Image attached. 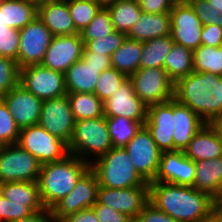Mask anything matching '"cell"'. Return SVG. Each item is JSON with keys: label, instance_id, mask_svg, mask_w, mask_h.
<instances>
[{"label": "cell", "instance_id": "obj_1", "mask_svg": "<svg viewBox=\"0 0 222 222\" xmlns=\"http://www.w3.org/2000/svg\"><path fill=\"white\" fill-rule=\"evenodd\" d=\"M214 198L194 187L149 183V202L178 222H197L211 212Z\"/></svg>", "mask_w": 222, "mask_h": 222}, {"label": "cell", "instance_id": "obj_2", "mask_svg": "<svg viewBox=\"0 0 222 222\" xmlns=\"http://www.w3.org/2000/svg\"><path fill=\"white\" fill-rule=\"evenodd\" d=\"M174 98L210 124L222 114V76L193 71L175 83Z\"/></svg>", "mask_w": 222, "mask_h": 222}, {"label": "cell", "instance_id": "obj_3", "mask_svg": "<svg viewBox=\"0 0 222 222\" xmlns=\"http://www.w3.org/2000/svg\"><path fill=\"white\" fill-rule=\"evenodd\" d=\"M89 168L90 163L71 154L63 160L42 164L37 183L45 209H51L70 193Z\"/></svg>", "mask_w": 222, "mask_h": 222}, {"label": "cell", "instance_id": "obj_4", "mask_svg": "<svg viewBox=\"0 0 222 222\" xmlns=\"http://www.w3.org/2000/svg\"><path fill=\"white\" fill-rule=\"evenodd\" d=\"M100 186L106 188H131L149 186L137 172L130 156L123 147H112L106 154L90 164Z\"/></svg>", "mask_w": 222, "mask_h": 222}, {"label": "cell", "instance_id": "obj_5", "mask_svg": "<svg viewBox=\"0 0 222 222\" xmlns=\"http://www.w3.org/2000/svg\"><path fill=\"white\" fill-rule=\"evenodd\" d=\"M112 147L105 116L75 122L68 144L71 155L91 164Z\"/></svg>", "mask_w": 222, "mask_h": 222}, {"label": "cell", "instance_id": "obj_6", "mask_svg": "<svg viewBox=\"0 0 222 222\" xmlns=\"http://www.w3.org/2000/svg\"><path fill=\"white\" fill-rule=\"evenodd\" d=\"M17 144L41 164L57 162L70 155L68 144L39 124L20 129Z\"/></svg>", "mask_w": 222, "mask_h": 222}, {"label": "cell", "instance_id": "obj_7", "mask_svg": "<svg viewBox=\"0 0 222 222\" xmlns=\"http://www.w3.org/2000/svg\"><path fill=\"white\" fill-rule=\"evenodd\" d=\"M41 163L18 144L0 145V184L37 182Z\"/></svg>", "mask_w": 222, "mask_h": 222}, {"label": "cell", "instance_id": "obj_8", "mask_svg": "<svg viewBox=\"0 0 222 222\" xmlns=\"http://www.w3.org/2000/svg\"><path fill=\"white\" fill-rule=\"evenodd\" d=\"M135 94L146 106L174 98V82L164 68L138 69L129 77Z\"/></svg>", "mask_w": 222, "mask_h": 222}, {"label": "cell", "instance_id": "obj_9", "mask_svg": "<svg viewBox=\"0 0 222 222\" xmlns=\"http://www.w3.org/2000/svg\"><path fill=\"white\" fill-rule=\"evenodd\" d=\"M19 84L43 101L67 94L65 74L41 64L20 68Z\"/></svg>", "mask_w": 222, "mask_h": 222}, {"label": "cell", "instance_id": "obj_10", "mask_svg": "<svg viewBox=\"0 0 222 222\" xmlns=\"http://www.w3.org/2000/svg\"><path fill=\"white\" fill-rule=\"evenodd\" d=\"M99 183L89 168L77 181L73 190L59 200L50 210L56 222L80 210L91 208L97 202Z\"/></svg>", "mask_w": 222, "mask_h": 222}, {"label": "cell", "instance_id": "obj_11", "mask_svg": "<svg viewBox=\"0 0 222 222\" xmlns=\"http://www.w3.org/2000/svg\"><path fill=\"white\" fill-rule=\"evenodd\" d=\"M169 13L173 41L192 51L199 48L203 25L189 2L178 0Z\"/></svg>", "mask_w": 222, "mask_h": 222}, {"label": "cell", "instance_id": "obj_12", "mask_svg": "<svg viewBox=\"0 0 222 222\" xmlns=\"http://www.w3.org/2000/svg\"><path fill=\"white\" fill-rule=\"evenodd\" d=\"M137 172L152 182L158 171L161 151L152 139L150 131L143 125L124 147Z\"/></svg>", "mask_w": 222, "mask_h": 222}, {"label": "cell", "instance_id": "obj_13", "mask_svg": "<svg viewBox=\"0 0 222 222\" xmlns=\"http://www.w3.org/2000/svg\"><path fill=\"white\" fill-rule=\"evenodd\" d=\"M20 43L17 57L19 68L41 64L47 48L53 38L50 30L38 16L19 30Z\"/></svg>", "mask_w": 222, "mask_h": 222}, {"label": "cell", "instance_id": "obj_14", "mask_svg": "<svg viewBox=\"0 0 222 222\" xmlns=\"http://www.w3.org/2000/svg\"><path fill=\"white\" fill-rule=\"evenodd\" d=\"M75 122L67 94L43 101L39 125L52 135L69 144Z\"/></svg>", "mask_w": 222, "mask_h": 222}, {"label": "cell", "instance_id": "obj_15", "mask_svg": "<svg viewBox=\"0 0 222 222\" xmlns=\"http://www.w3.org/2000/svg\"><path fill=\"white\" fill-rule=\"evenodd\" d=\"M97 202L127 215L134 221L149 202V186L121 189L99 186Z\"/></svg>", "mask_w": 222, "mask_h": 222}, {"label": "cell", "instance_id": "obj_16", "mask_svg": "<svg viewBox=\"0 0 222 222\" xmlns=\"http://www.w3.org/2000/svg\"><path fill=\"white\" fill-rule=\"evenodd\" d=\"M84 42L81 34L53 36L41 65L54 71H66L83 56Z\"/></svg>", "mask_w": 222, "mask_h": 222}, {"label": "cell", "instance_id": "obj_17", "mask_svg": "<svg viewBox=\"0 0 222 222\" xmlns=\"http://www.w3.org/2000/svg\"><path fill=\"white\" fill-rule=\"evenodd\" d=\"M103 105L105 117H125L139 123L147 120V106L135 94L129 78Z\"/></svg>", "mask_w": 222, "mask_h": 222}, {"label": "cell", "instance_id": "obj_18", "mask_svg": "<svg viewBox=\"0 0 222 222\" xmlns=\"http://www.w3.org/2000/svg\"><path fill=\"white\" fill-rule=\"evenodd\" d=\"M144 125L161 152L174 151L173 99L147 106V120Z\"/></svg>", "mask_w": 222, "mask_h": 222}, {"label": "cell", "instance_id": "obj_19", "mask_svg": "<svg viewBox=\"0 0 222 222\" xmlns=\"http://www.w3.org/2000/svg\"><path fill=\"white\" fill-rule=\"evenodd\" d=\"M17 126L22 129L39 124L43 100L18 84L1 98Z\"/></svg>", "mask_w": 222, "mask_h": 222}, {"label": "cell", "instance_id": "obj_20", "mask_svg": "<svg viewBox=\"0 0 222 222\" xmlns=\"http://www.w3.org/2000/svg\"><path fill=\"white\" fill-rule=\"evenodd\" d=\"M195 173V162L187 158L183 151L161 152L158 171L152 182L193 187Z\"/></svg>", "mask_w": 222, "mask_h": 222}, {"label": "cell", "instance_id": "obj_21", "mask_svg": "<svg viewBox=\"0 0 222 222\" xmlns=\"http://www.w3.org/2000/svg\"><path fill=\"white\" fill-rule=\"evenodd\" d=\"M37 16L53 36L79 33L73 24L67 0H55L38 5Z\"/></svg>", "mask_w": 222, "mask_h": 222}, {"label": "cell", "instance_id": "obj_22", "mask_svg": "<svg viewBox=\"0 0 222 222\" xmlns=\"http://www.w3.org/2000/svg\"><path fill=\"white\" fill-rule=\"evenodd\" d=\"M183 152L194 162L215 159L222 156V140L216 129L211 124L205 123Z\"/></svg>", "mask_w": 222, "mask_h": 222}, {"label": "cell", "instance_id": "obj_23", "mask_svg": "<svg viewBox=\"0 0 222 222\" xmlns=\"http://www.w3.org/2000/svg\"><path fill=\"white\" fill-rule=\"evenodd\" d=\"M174 151H184L189 142L205 122L188 106L173 98Z\"/></svg>", "mask_w": 222, "mask_h": 222}, {"label": "cell", "instance_id": "obj_24", "mask_svg": "<svg viewBox=\"0 0 222 222\" xmlns=\"http://www.w3.org/2000/svg\"><path fill=\"white\" fill-rule=\"evenodd\" d=\"M171 34L170 13H144L129 31L127 37L145 42Z\"/></svg>", "mask_w": 222, "mask_h": 222}, {"label": "cell", "instance_id": "obj_25", "mask_svg": "<svg viewBox=\"0 0 222 222\" xmlns=\"http://www.w3.org/2000/svg\"><path fill=\"white\" fill-rule=\"evenodd\" d=\"M101 67L87 64L82 58L75 62L65 73L67 93H94Z\"/></svg>", "mask_w": 222, "mask_h": 222}, {"label": "cell", "instance_id": "obj_26", "mask_svg": "<svg viewBox=\"0 0 222 222\" xmlns=\"http://www.w3.org/2000/svg\"><path fill=\"white\" fill-rule=\"evenodd\" d=\"M193 187L219 200L222 187V156L195 162Z\"/></svg>", "mask_w": 222, "mask_h": 222}, {"label": "cell", "instance_id": "obj_27", "mask_svg": "<svg viewBox=\"0 0 222 222\" xmlns=\"http://www.w3.org/2000/svg\"><path fill=\"white\" fill-rule=\"evenodd\" d=\"M0 194L12 203L24 204L34 213L45 209L37 182L14 181L0 184Z\"/></svg>", "mask_w": 222, "mask_h": 222}, {"label": "cell", "instance_id": "obj_28", "mask_svg": "<svg viewBox=\"0 0 222 222\" xmlns=\"http://www.w3.org/2000/svg\"><path fill=\"white\" fill-rule=\"evenodd\" d=\"M37 14L38 6L29 0H3L0 5V21L16 30L33 21Z\"/></svg>", "mask_w": 222, "mask_h": 222}, {"label": "cell", "instance_id": "obj_29", "mask_svg": "<svg viewBox=\"0 0 222 222\" xmlns=\"http://www.w3.org/2000/svg\"><path fill=\"white\" fill-rule=\"evenodd\" d=\"M115 31L128 35L142 12L138 0H109L105 5Z\"/></svg>", "mask_w": 222, "mask_h": 222}, {"label": "cell", "instance_id": "obj_30", "mask_svg": "<svg viewBox=\"0 0 222 222\" xmlns=\"http://www.w3.org/2000/svg\"><path fill=\"white\" fill-rule=\"evenodd\" d=\"M142 50V42L126 37L112 54L111 67L129 78L139 69Z\"/></svg>", "mask_w": 222, "mask_h": 222}, {"label": "cell", "instance_id": "obj_31", "mask_svg": "<svg viewBox=\"0 0 222 222\" xmlns=\"http://www.w3.org/2000/svg\"><path fill=\"white\" fill-rule=\"evenodd\" d=\"M142 44L143 50L139 69L164 68V60L174 45L171 35L145 41Z\"/></svg>", "mask_w": 222, "mask_h": 222}, {"label": "cell", "instance_id": "obj_32", "mask_svg": "<svg viewBox=\"0 0 222 222\" xmlns=\"http://www.w3.org/2000/svg\"><path fill=\"white\" fill-rule=\"evenodd\" d=\"M193 51L175 43L164 60V69L174 84L193 72Z\"/></svg>", "mask_w": 222, "mask_h": 222}, {"label": "cell", "instance_id": "obj_33", "mask_svg": "<svg viewBox=\"0 0 222 222\" xmlns=\"http://www.w3.org/2000/svg\"><path fill=\"white\" fill-rule=\"evenodd\" d=\"M76 121L104 116L103 102L94 93H67Z\"/></svg>", "mask_w": 222, "mask_h": 222}, {"label": "cell", "instance_id": "obj_34", "mask_svg": "<svg viewBox=\"0 0 222 222\" xmlns=\"http://www.w3.org/2000/svg\"><path fill=\"white\" fill-rule=\"evenodd\" d=\"M193 71L222 76V46L201 45L193 51Z\"/></svg>", "mask_w": 222, "mask_h": 222}, {"label": "cell", "instance_id": "obj_35", "mask_svg": "<svg viewBox=\"0 0 222 222\" xmlns=\"http://www.w3.org/2000/svg\"><path fill=\"white\" fill-rule=\"evenodd\" d=\"M109 136L113 147H125L145 123L125 117H106Z\"/></svg>", "mask_w": 222, "mask_h": 222}, {"label": "cell", "instance_id": "obj_36", "mask_svg": "<svg viewBox=\"0 0 222 222\" xmlns=\"http://www.w3.org/2000/svg\"><path fill=\"white\" fill-rule=\"evenodd\" d=\"M67 2L73 24L79 33L91 23L102 7L100 4L87 0H67Z\"/></svg>", "mask_w": 222, "mask_h": 222}, {"label": "cell", "instance_id": "obj_37", "mask_svg": "<svg viewBox=\"0 0 222 222\" xmlns=\"http://www.w3.org/2000/svg\"><path fill=\"white\" fill-rule=\"evenodd\" d=\"M114 30L111 14L106 6H103L96 13L91 23L84 28L80 34L84 45L89 40H95L105 35H109Z\"/></svg>", "mask_w": 222, "mask_h": 222}, {"label": "cell", "instance_id": "obj_38", "mask_svg": "<svg viewBox=\"0 0 222 222\" xmlns=\"http://www.w3.org/2000/svg\"><path fill=\"white\" fill-rule=\"evenodd\" d=\"M128 79L115 68L110 67L99 74L94 94L102 101L109 99L117 89Z\"/></svg>", "mask_w": 222, "mask_h": 222}, {"label": "cell", "instance_id": "obj_39", "mask_svg": "<svg viewBox=\"0 0 222 222\" xmlns=\"http://www.w3.org/2000/svg\"><path fill=\"white\" fill-rule=\"evenodd\" d=\"M127 35L113 31L109 35L102 36L95 40H89L84 45L83 53H99L107 56L112 54L123 44Z\"/></svg>", "mask_w": 222, "mask_h": 222}, {"label": "cell", "instance_id": "obj_40", "mask_svg": "<svg viewBox=\"0 0 222 222\" xmlns=\"http://www.w3.org/2000/svg\"><path fill=\"white\" fill-rule=\"evenodd\" d=\"M20 68L16 60L0 56V98L19 84Z\"/></svg>", "mask_w": 222, "mask_h": 222}, {"label": "cell", "instance_id": "obj_41", "mask_svg": "<svg viewBox=\"0 0 222 222\" xmlns=\"http://www.w3.org/2000/svg\"><path fill=\"white\" fill-rule=\"evenodd\" d=\"M20 128L0 98V145L17 144Z\"/></svg>", "mask_w": 222, "mask_h": 222}, {"label": "cell", "instance_id": "obj_42", "mask_svg": "<svg viewBox=\"0 0 222 222\" xmlns=\"http://www.w3.org/2000/svg\"><path fill=\"white\" fill-rule=\"evenodd\" d=\"M20 43L19 30L0 21V56L17 61Z\"/></svg>", "mask_w": 222, "mask_h": 222}, {"label": "cell", "instance_id": "obj_43", "mask_svg": "<svg viewBox=\"0 0 222 222\" xmlns=\"http://www.w3.org/2000/svg\"><path fill=\"white\" fill-rule=\"evenodd\" d=\"M193 7L202 25L214 24L222 27L221 10L215 8L208 0H187Z\"/></svg>", "mask_w": 222, "mask_h": 222}, {"label": "cell", "instance_id": "obj_44", "mask_svg": "<svg viewBox=\"0 0 222 222\" xmlns=\"http://www.w3.org/2000/svg\"><path fill=\"white\" fill-rule=\"evenodd\" d=\"M34 212L24 204L12 203L0 194V222L20 220L31 216Z\"/></svg>", "mask_w": 222, "mask_h": 222}, {"label": "cell", "instance_id": "obj_45", "mask_svg": "<svg viewBox=\"0 0 222 222\" xmlns=\"http://www.w3.org/2000/svg\"><path fill=\"white\" fill-rule=\"evenodd\" d=\"M91 208L94 210L99 222H133V220L127 215L122 214L109 206L99 204L98 202H96Z\"/></svg>", "mask_w": 222, "mask_h": 222}, {"label": "cell", "instance_id": "obj_46", "mask_svg": "<svg viewBox=\"0 0 222 222\" xmlns=\"http://www.w3.org/2000/svg\"><path fill=\"white\" fill-rule=\"evenodd\" d=\"M133 222H178L148 202Z\"/></svg>", "mask_w": 222, "mask_h": 222}, {"label": "cell", "instance_id": "obj_47", "mask_svg": "<svg viewBox=\"0 0 222 222\" xmlns=\"http://www.w3.org/2000/svg\"><path fill=\"white\" fill-rule=\"evenodd\" d=\"M202 45L210 47L222 46V27L219 25H204L201 33Z\"/></svg>", "mask_w": 222, "mask_h": 222}, {"label": "cell", "instance_id": "obj_48", "mask_svg": "<svg viewBox=\"0 0 222 222\" xmlns=\"http://www.w3.org/2000/svg\"><path fill=\"white\" fill-rule=\"evenodd\" d=\"M178 0H138L144 13H169Z\"/></svg>", "mask_w": 222, "mask_h": 222}, {"label": "cell", "instance_id": "obj_49", "mask_svg": "<svg viewBox=\"0 0 222 222\" xmlns=\"http://www.w3.org/2000/svg\"><path fill=\"white\" fill-rule=\"evenodd\" d=\"M82 59L94 67H101L103 71L111 67V57L105 54L83 53Z\"/></svg>", "mask_w": 222, "mask_h": 222}, {"label": "cell", "instance_id": "obj_50", "mask_svg": "<svg viewBox=\"0 0 222 222\" xmlns=\"http://www.w3.org/2000/svg\"><path fill=\"white\" fill-rule=\"evenodd\" d=\"M61 222H99L92 208L80 210L64 218Z\"/></svg>", "mask_w": 222, "mask_h": 222}, {"label": "cell", "instance_id": "obj_51", "mask_svg": "<svg viewBox=\"0 0 222 222\" xmlns=\"http://www.w3.org/2000/svg\"><path fill=\"white\" fill-rule=\"evenodd\" d=\"M9 222H55V220L52 217L51 210L44 209L42 211L33 213L31 216L27 218L15 220V221H9Z\"/></svg>", "mask_w": 222, "mask_h": 222}, {"label": "cell", "instance_id": "obj_52", "mask_svg": "<svg viewBox=\"0 0 222 222\" xmlns=\"http://www.w3.org/2000/svg\"><path fill=\"white\" fill-rule=\"evenodd\" d=\"M211 213L216 217L217 222H222V201L214 199Z\"/></svg>", "mask_w": 222, "mask_h": 222}, {"label": "cell", "instance_id": "obj_53", "mask_svg": "<svg viewBox=\"0 0 222 222\" xmlns=\"http://www.w3.org/2000/svg\"><path fill=\"white\" fill-rule=\"evenodd\" d=\"M218 132L222 140V114H220L212 123H210Z\"/></svg>", "mask_w": 222, "mask_h": 222}, {"label": "cell", "instance_id": "obj_54", "mask_svg": "<svg viewBox=\"0 0 222 222\" xmlns=\"http://www.w3.org/2000/svg\"><path fill=\"white\" fill-rule=\"evenodd\" d=\"M197 222H217L216 217L210 212L205 217H202Z\"/></svg>", "mask_w": 222, "mask_h": 222}, {"label": "cell", "instance_id": "obj_55", "mask_svg": "<svg viewBox=\"0 0 222 222\" xmlns=\"http://www.w3.org/2000/svg\"><path fill=\"white\" fill-rule=\"evenodd\" d=\"M215 8L221 10L222 13V0H208Z\"/></svg>", "mask_w": 222, "mask_h": 222}, {"label": "cell", "instance_id": "obj_56", "mask_svg": "<svg viewBox=\"0 0 222 222\" xmlns=\"http://www.w3.org/2000/svg\"><path fill=\"white\" fill-rule=\"evenodd\" d=\"M31 3L36 4L37 6L46 2L55 1V0H29Z\"/></svg>", "mask_w": 222, "mask_h": 222}, {"label": "cell", "instance_id": "obj_57", "mask_svg": "<svg viewBox=\"0 0 222 222\" xmlns=\"http://www.w3.org/2000/svg\"><path fill=\"white\" fill-rule=\"evenodd\" d=\"M87 1H91V2H95L97 4H100L102 7L106 5V3L109 1V0H87Z\"/></svg>", "mask_w": 222, "mask_h": 222}, {"label": "cell", "instance_id": "obj_58", "mask_svg": "<svg viewBox=\"0 0 222 222\" xmlns=\"http://www.w3.org/2000/svg\"><path fill=\"white\" fill-rule=\"evenodd\" d=\"M219 200L222 201V187H221V191H220V193H219Z\"/></svg>", "mask_w": 222, "mask_h": 222}]
</instances>
